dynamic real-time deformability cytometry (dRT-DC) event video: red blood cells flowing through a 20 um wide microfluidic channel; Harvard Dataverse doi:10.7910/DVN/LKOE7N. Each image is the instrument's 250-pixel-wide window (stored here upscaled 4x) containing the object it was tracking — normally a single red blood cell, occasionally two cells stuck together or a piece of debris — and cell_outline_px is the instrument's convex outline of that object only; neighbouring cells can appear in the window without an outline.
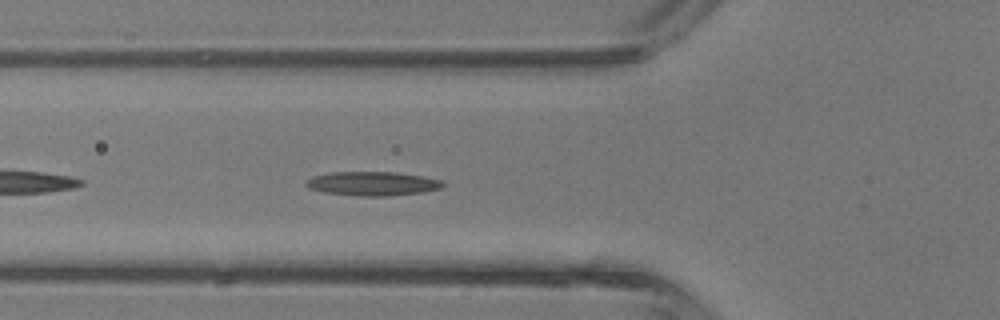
{"species": "common noctule bat (a hibernating species)", "species_latin": "Nyctalus noctula", "temperature_condition": "room temperature", "stored_images_in_passage": 24, "camera_frame_rate_fps": 3000, "um_per_image_px": 0.085, "animal": {"sex": "male", "body_mass_g": 13.3}, "frame": {"image": 1, "passage_image": 4, "time_ms": 1.0, "image_size_px": [1000, 320], "cell_outline_px": [[444, 184], [440, 188], [424, 192], [388, 196], [360, 196], [324, 192], [308, 188], [304, 184], [304, 180], [312, 176], [328, 172], [396, 172], [420, 176], [440, 180]], "centroid_in_image_um": [31.59, 15.6], "position_along_channel_um": 94.2, "area_um2": 19.19}}
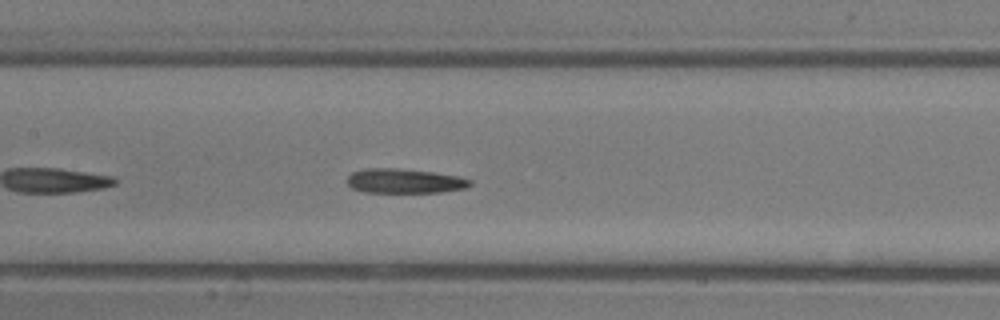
{"frame": {"image": 2, "passage_image": 9, "time_ms": 2.667, "image_size_px": [1000, 320], "cell_outline_px": [[472, 184], [468, 188], [440, 192], [364, 192], [352, 188], [344, 180], [352, 172], [368, 168], [396, 168], [432, 172], [460, 176], [472, 180]], "centroid_in_image_um": [34.39, 15.38], "position_along_channel_um": 173.0, "area_um2": 17.69}}
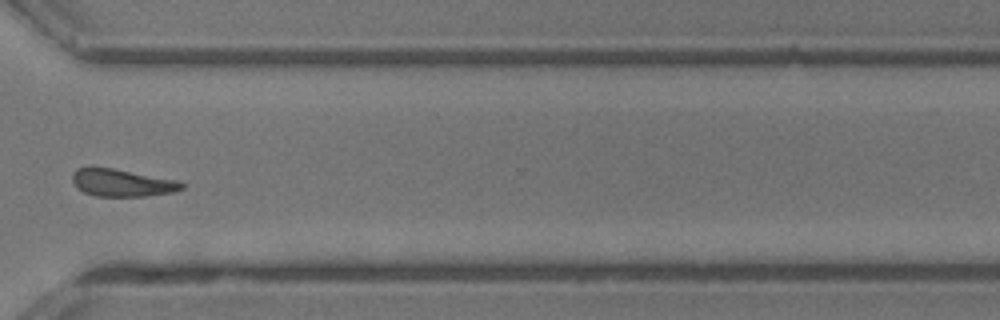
{"frame": {"image": 3, "passage_image": 21, "time_ms": 6.667, "image_size_px": [1000, 320], "cell_outline_px": [[184, 188], [176, 192], [144, 196], [96, 196], [84, 192], [76, 188], [72, 180], [72, 172], [76, 168], [88, 164], [92, 164], [176, 180], [184, 184]], "centroid_in_image_um": [10.28, 15.5], "position_along_channel_um": 360.3, "area_um2": 17.98}, "authors_computed_cell_mechanics": {"area_um2": 17.7157, "velocity_mm_per_s": 4.6959, "shape_relaxation_time_tau1_ms": null, "shape_relaxation_time_tau2_ms": 4.3599, "deformation_change_tau1": null, "deformation_change_tau2": 0.1742}}